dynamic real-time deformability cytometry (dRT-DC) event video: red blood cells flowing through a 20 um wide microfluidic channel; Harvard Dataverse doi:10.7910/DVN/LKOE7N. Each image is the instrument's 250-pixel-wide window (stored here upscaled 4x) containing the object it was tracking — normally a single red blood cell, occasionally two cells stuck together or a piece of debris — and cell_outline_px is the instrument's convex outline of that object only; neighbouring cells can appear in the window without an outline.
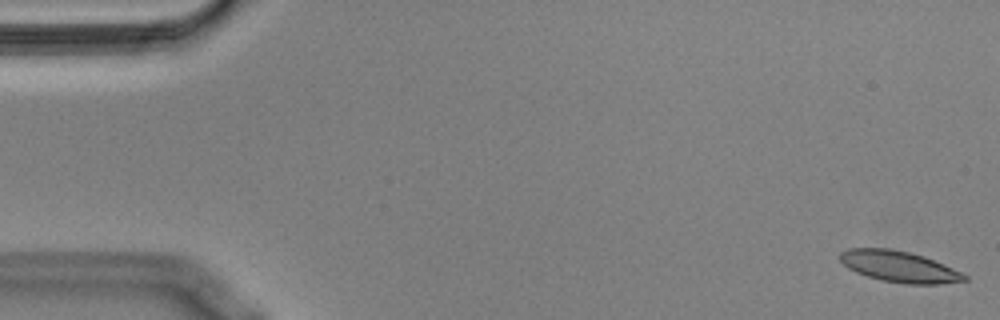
{"species": "Egyptian fruit bat (a non-hibernating species)", "species_latin": "Rousettus aegyptiacus", "temperature_condition": "cold", "stored_images_in_passage": 17, "camera_frame_rate_fps": 3000, "um_per_image_px": 0.085, "animal": {"sex": "male"}, "frame": {"image": 1, "passage_image": 1, "time_ms": 0.0, "image_size_px": [1000, 320], "cell_outline_px": [[968, 280], [940, 284], [908, 284], [880, 280], [856, 272], [848, 268], [840, 260], [840, 252], [848, 248], [888, 248], [908, 252], [924, 256], [952, 268], [968, 276]], "centroid_in_image_um": [76.42, 22.66], "position_along_channel_um": 8.6, "area_um2": 22.43}}